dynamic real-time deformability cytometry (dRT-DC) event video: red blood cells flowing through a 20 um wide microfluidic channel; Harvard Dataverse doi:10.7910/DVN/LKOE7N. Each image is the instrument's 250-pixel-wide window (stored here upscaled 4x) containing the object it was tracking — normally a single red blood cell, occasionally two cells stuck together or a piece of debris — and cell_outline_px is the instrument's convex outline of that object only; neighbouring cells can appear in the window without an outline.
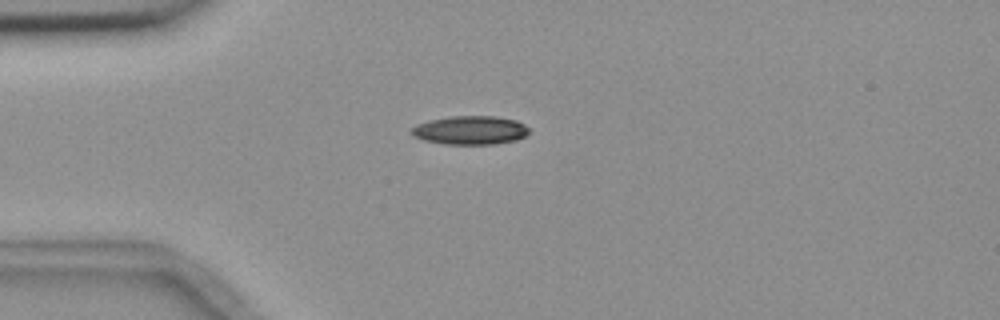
{"species": "common noctule bat (a hibernating species)", "species_latin": "Nyctalus noctula", "temperature_condition": "room temperature", "stored_images_in_passage": 3, "camera_frame_rate_fps": 3000, "um_per_image_px": 0.085, "animal": {"sex": "female", "body_mass_g": 18.4}, "frame": {"image": 1, "passage_image": 1, "time_ms": 0.0, "image_size_px": [1000, 320], "cell_outline_px": [[528, 136], [516, 140], [492, 144], [444, 144], [424, 140], [412, 136], [408, 132], [416, 124], [428, 120], [452, 116], [496, 116], [516, 120], [524, 124], [528, 128]], "centroid_in_image_um": [39.95, 11.07], "position_along_channel_um": 45.1, "area_um2": 19.83}}